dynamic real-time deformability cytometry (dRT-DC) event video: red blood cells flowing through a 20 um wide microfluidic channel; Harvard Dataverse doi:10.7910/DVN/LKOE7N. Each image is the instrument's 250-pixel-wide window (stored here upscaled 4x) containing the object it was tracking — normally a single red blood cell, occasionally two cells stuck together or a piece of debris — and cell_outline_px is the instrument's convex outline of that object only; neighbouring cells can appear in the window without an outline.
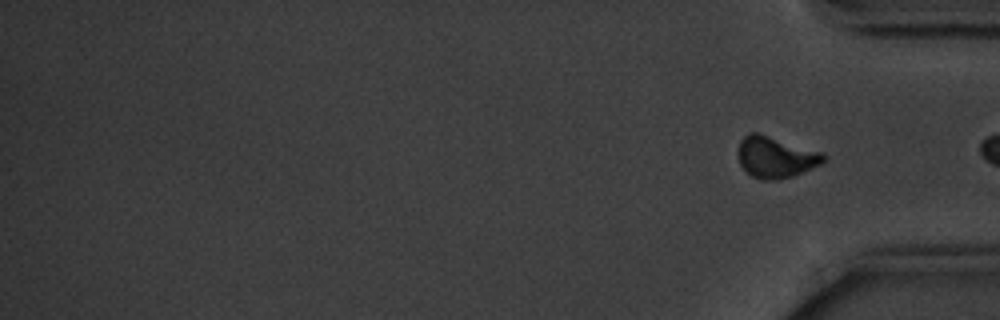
{"species": "common noctule bat (a hibernating species)", "species_latin": "Nyctalus noctula", "temperature_condition": "cold", "stored_images_in_passage": 16, "segment_of_instrument_passage": [2, 2], "camera_frame_rate_fps": 3000, "um_per_image_px": 0.085, "animal": {"sex": "male", "body_mass_g": 20.1, "forearm_length_mm": 53.5}, "frame": {"image": 1, "passage_image": 16, "time_ms": 19.333, "image_size_px": [1000, 320], "cell_outline_px": [[828, 160], [820, 164], [792, 176], [780, 180], [760, 180], [752, 176], [740, 164], [736, 152], [740, 140], [748, 132], [756, 132], [824, 152]], "centroid_in_image_um": [65.92, 13.35], "position_along_channel_um": 369.3, "area_um2": 20.81}}